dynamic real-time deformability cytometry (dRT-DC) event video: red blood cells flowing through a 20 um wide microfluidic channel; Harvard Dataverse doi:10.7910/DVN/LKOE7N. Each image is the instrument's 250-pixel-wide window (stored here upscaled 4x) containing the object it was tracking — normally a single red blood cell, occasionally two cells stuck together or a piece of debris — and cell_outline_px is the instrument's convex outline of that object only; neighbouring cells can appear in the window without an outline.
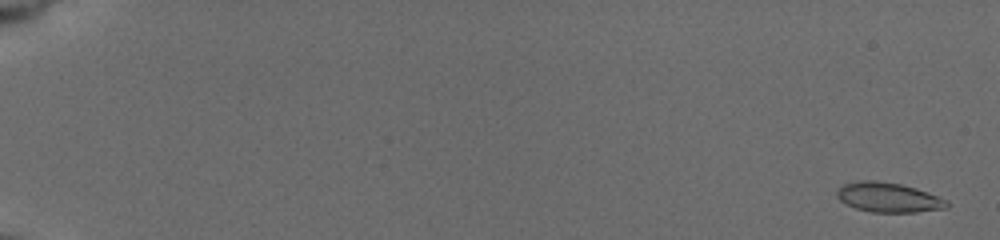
{"species": "common noctule bat (a hibernating species)", "species_latin": "Nyctalus noctula", "temperature_condition": "cold", "stored_images_in_passage": 72, "camera_frame_rate_fps": 3000, "um_per_image_px": 0.085, "animal": {"sex": "female", "body_mass_g": 19.5, "forearm_length_mm": 54.1}, "frame": {"image": 1, "passage_image": 3, "time_ms": 0.333, "image_size_px": [1000, 240], "cell_outline_px": [[948, 208], [916, 212], [872, 212], [856, 208], [840, 200], [836, 196], [836, 188], [844, 184], [860, 180], [876, 180], [900, 184], [916, 188], [948, 200]], "centroid_in_image_um": [75.5, 16.77], "position_along_channel_um": 9.5, "area_um2": 19.02}}
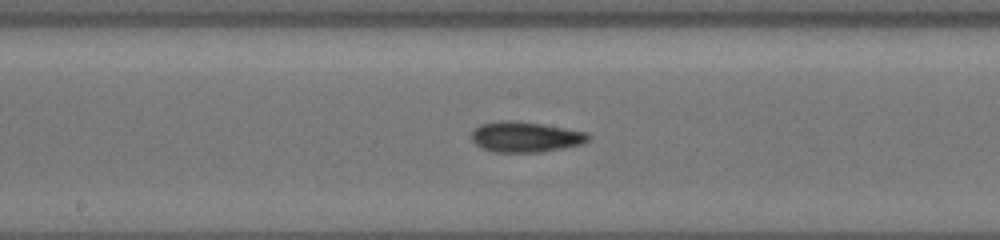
{"frame": {"image": 2, "passage_image": 42, "time_ms": 10.667, "image_size_px": [1000, 240], "cell_outline_px": [[592, 136], [584, 144], [564, 148], [540, 152], [496, 152], [484, 148], [476, 144], [472, 140], [472, 132], [480, 124], [540, 124], [588, 132]], "centroid_in_image_um": [44.78, 11.7], "position_along_channel_um": 203.4, "area_um2": 19.65}}
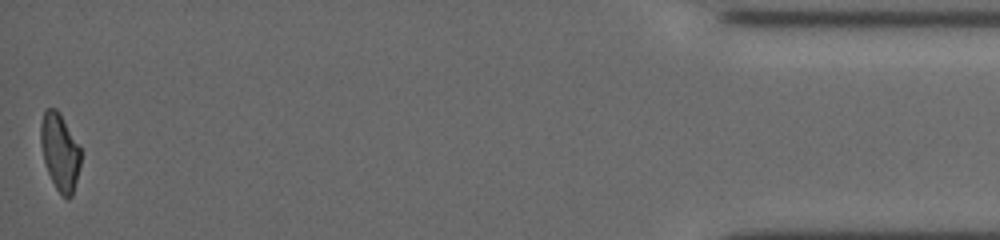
{"frame": {"image": 3, "passage_image": 72, "time_ms": 18.667, "image_size_px": [1000, 240], "cell_outline_px": [[80, 164], [72, 196], [68, 200], [56, 188], [48, 172], [44, 160], [40, 144], [40, 124], [44, 112], [48, 108], [56, 108], [60, 112], [80, 148]], "centroid_in_image_um": [5.07, 12.88], "position_along_channel_um": 430.1, "area_um2": 17.74}, "authors_computed_cell_mechanics": {"area_um2": 18.8717, "velocity_mm_per_s": 3.7821, "shape_relaxation_time_tau1_ms": 8.3848, "shape_relaxation_time_tau2_ms": 3.6765, "deformation_change_tau1": 0.1694, "deformation_change_tau2": 0.1024}}